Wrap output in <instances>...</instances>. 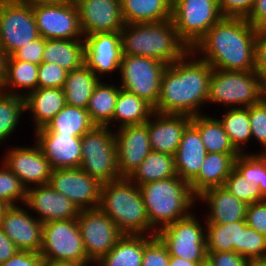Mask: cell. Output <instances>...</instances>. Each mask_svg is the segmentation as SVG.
Segmentation results:
<instances>
[{
	"instance_id": "obj_1",
	"label": "cell",
	"mask_w": 266,
	"mask_h": 266,
	"mask_svg": "<svg viewBox=\"0 0 266 266\" xmlns=\"http://www.w3.org/2000/svg\"><path fill=\"white\" fill-rule=\"evenodd\" d=\"M212 73L213 68L189 49L163 72L154 112L190 117L203 114Z\"/></svg>"
},
{
	"instance_id": "obj_2",
	"label": "cell",
	"mask_w": 266,
	"mask_h": 266,
	"mask_svg": "<svg viewBox=\"0 0 266 266\" xmlns=\"http://www.w3.org/2000/svg\"><path fill=\"white\" fill-rule=\"evenodd\" d=\"M256 38V27L245 18L223 17L191 50L213 69L252 71Z\"/></svg>"
},
{
	"instance_id": "obj_3",
	"label": "cell",
	"mask_w": 266,
	"mask_h": 266,
	"mask_svg": "<svg viewBox=\"0 0 266 266\" xmlns=\"http://www.w3.org/2000/svg\"><path fill=\"white\" fill-rule=\"evenodd\" d=\"M120 35L123 55L150 57L166 65L176 62L189 50L178 38L172 19L125 24Z\"/></svg>"
},
{
	"instance_id": "obj_4",
	"label": "cell",
	"mask_w": 266,
	"mask_h": 266,
	"mask_svg": "<svg viewBox=\"0 0 266 266\" xmlns=\"http://www.w3.org/2000/svg\"><path fill=\"white\" fill-rule=\"evenodd\" d=\"M139 190L151 228L156 233L196 208L197 197L189 183L178 176L145 183Z\"/></svg>"
},
{
	"instance_id": "obj_5",
	"label": "cell",
	"mask_w": 266,
	"mask_h": 266,
	"mask_svg": "<svg viewBox=\"0 0 266 266\" xmlns=\"http://www.w3.org/2000/svg\"><path fill=\"white\" fill-rule=\"evenodd\" d=\"M98 207L123 234L156 236L139 187L128 178L102 184Z\"/></svg>"
},
{
	"instance_id": "obj_6",
	"label": "cell",
	"mask_w": 266,
	"mask_h": 266,
	"mask_svg": "<svg viewBox=\"0 0 266 266\" xmlns=\"http://www.w3.org/2000/svg\"><path fill=\"white\" fill-rule=\"evenodd\" d=\"M265 83L252 71L213 69L209 82L208 104L224 108H243L259 104Z\"/></svg>"
},
{
	"instance_id": "obj_7",
	"label": "cell",
	"mask_w": 266,
	"mask_h": 266,
	"mask_svg": "<svg viewBox=\"0 0 266 266\" xmlns=\"http://www.w3.org/2000/svg\"><path fill=\"white\" fill-rule=\"evenodd\" d=\"M114 130L107 126H95L81 139L80 169L101 184L120 180Z\"/></svg>"
},
{
	"instance_id": "obj_8",
	"label": "cell",
	"mask_w": 266,
	"mask_h": 266,
	"mask_svg": "<svg viewBox=\"0 0 266 266\" xmlns=\"http://www.w3.org/2000/svg\"><path fill=\"white\" fill-rule=\"evenodd\" d=\"M193 211L156 233L170 256L191 262H207L206 222ZM204 225V226H203Z\"/></svg>"
},
{
	"instance_id": "obj_9",
	"label": "cell",
	"mask_w": 266,
	"mask_h": 266,
	"mask_svg": "<svg viewBox=\"0 0 266 266\" xmlns=\"http://www.w3.org/2000/svg\"><path fill=\"white\" fill-rule=\"evenodd\" d=\"M39 253L44 262H92L85 252L77 218L43 223Z\"/></svg>"
},
{
	"instance_id": "obj_10",
	"label": "cell",
	"mask_w": 266,
	"mask_h": 266,
	"mask_svg": "<svg viewBox=\"0 0 266 266\" xmlns=\"http://www.w3.org/2000/svg\"><path fill=\"white\" fill-rule=\"evenodd\" d=\"M223 18L218 0H172V21L178 38L192 49Z\"/></svg>"
},
{
	"instance_id": "obj_11",
	"label": "cell",
	"mask_w": 266,
	"mask_h": 266,
	"mask_svg": "<svg viewBox=\"0 0 266 266\" xmlns=\"http://www.w3.org/2000/svg\"><path fill=\"white\" fill-rule=\"evenodd\" d=\"M168 65L143 56L123 55L119 69L121 89L143 98L153 108L160 94L162 74Z\"/></svg>"
},
{
	"instance_id": "obj_12",
	"label": "cell",
	"mask_w": 266,
	"mask_h": 266,
	"mask_svg": "<svg viewBox=\"0 0 266 266\" xmlns=\"http://www.w3.org/2000/svg\"><path fill=\"white\" fill-rule=\"evenodd\" d=\"M40 37L33 6L0 2V48L6 57Z\"/></svg>"
},
{
	"instance_id": "obj_13",
	"label": "cell",
	"mask_w": 266,
	"mask_h": 266,
	"mask_svg": "<svg viewBox=\"0 0 266 266\" xmlns=\"http://www.w3.org/2000/svg\"><path fill=\"white\" fill-rule=\"evenodd\" d=\"M39 35L45 39H83L78 9L73 0L33 6Z\"/></svg>"
},
{
	"instance_id": "obj_14",
	"label": "cell",
	"mask_w": 266,
	"mask_h": 266,
	"mask_svg": "<svg viewBox=\"0 0 266 266\" xmlns=\"http://www.w3.org/2000/svg\"><path fill=\"white\" fill-rule=\"evenodd\" d=\"M77 222L85 252L92 262L109 253L124 235L99 207L80 210Z\"/></svg>"
},
{
	"instance_id": "obj_15",
	"label": "cell",
	"mask_w": 266,
	"mask_h": 266,
	"mask_svg": "<svg viewBox=\"0 0 266 266\" xmlns=\"http://www.w3.org/2000/svg\"><path fill=\"white\" fill-rule=\"evenodd\" d=\"M48 184L79 210L99 206L102 184L80 168L52 169Z\"/></svg>"
},
{
	"instance_id": "obj_16",
	"label": "cell",
	"mask_w": 266,
	"mask_h": 266,
	"mask_svg": "<svg viewBox=\"0 0 266 266\" xmlns=\"http://www.w3.org/2000/svg\"><path fill=\"white\" fill-rule=\"evenodd\" d=\"M84 64L103 80L105 74H119L122 61L120 32L95 33L84 36ZM118 70V71H116ZM110 74V75H109ZM104 77V78H103Z\"/></svg>"
},
{
	"instance_id": "obj_17",
	"label": "cell",
	"mask_w": 266,
	"mask_h": 266,
	"mask_svg": "<svg viewBox=\"0 0 266 266\" xmlns=\"http://www.w3.org/2000/svg\"><path fill=\"white\" fill-rule=\"evenodd\" d=\"M0 159L26 188L48 184L52 172L49 161L35 141L32 146H13Z\"/></svg>"
},
{
	"instance_id": "obj_18",
	"label": "cell",
	"mask_w": 266,
	"mask_h": 266,
	"mask_svg": "<svg viewBox=\"0 0 266 266\" xmlns=\"http://www.w3.org/2000/svg\"><path fill=\"white\" fill-rule=\"evenodd\" d=\"M31 214L24 204L7 206L2 213L0 228L18 250L39 253L42 247L43 223Z\"/></svg>"
},
{
	"instance_id": "obj_19",
	"label": "cell",
	"mask_w": 266,
	"mask_h": 266,
	"mask_svg": "<svg viewBox=\"0 0 266 266\" xmlns=\"http://www.w3.org/2000/svg\"><path fill=\"white\" fill-rule=\"evenodd\" d=\"M120 176L128 178L152 151L147 122L114 129Z\"/></svg>"
},
{
	"instance_id": "obj_20",
	"label": "cell",
	"mask_w": 266,
	"mask_h": 266,
	"mask_svg": "<svg viewBox=\"0 0 266 266\" xmlns=\"http://www.w3.org/2000/svg\"><path fill=\"white\" fill-rule=\"evenodd\" d=\"M77 6L84 36L104 32H120L125 23L120 0H73Z\"/></svg>"
},
{
	"instance_id": "obj_21",
	"label": "cell",
	"mask_w": 266,
	"mask_h": 266,
	"mask_svg": "<svg viewBox=\"0 0 266 266\" xmlns=\"http://www.w3.org/2000/svg\"><path fill=\"white\" fill-rule=\"evenodd\" d=\"M25 207L42 223L76 219L80 210L49 184L27 188ZM34 211V212H33Z\"/></svg>"
},
{
	"instance_id": "obj_22",
	"label": "cell",
	"mask_w": 266,
	"mask_h": 266,
	"mask_svg": "<svg viewBox=\"0 0 266 266\" xmlns=\"http://www.w3.org/2000/svg\"><path fill=\"white\" fill-rule=\"evenodd\" d=\"M191 119L188 115L153 112L147 121L151 150L174 156Z\"/></svg>"
},
{
	"instance_id": "obj_23",
	"label": "cell",
	"mask_w": 266,
	"mask_h": 266,
	"mask_svg": "<svg viewBox=\"0 0 266 266\" xmlns=\"http://www.w3.org/2000/svg\"><path fill=\"white\" fill-rule=\"evenodd\" d=\"M33 136L52 169L80 167L82 137L66 134H34Z\"/></svg>"
},
{
	"instance_id": "obj_24",
	"label": "cell",
	"mask_w": 266,
	"mask_h": 266,
	"mask_svg": "<svg viewBox=\"0 0 266 266\" xmlns=\"http://www.w3.org/2000/svg\"><path fill=\"white\" fill-rule=\"evenodd\" d=\"M198 201L207 206L206 223L226 224L245 220L248 204L223 186L206 189L197 197Z\"/></svg>"
},
{
	"instance_id": "obj_25",
	"label": "cell",
	"mask_w": 266,
	"mask_h": 266,
	"mask_svg": "<svg viewBox=\"0 0 266 266\" xmlns=\"http://www.w3.org/2000/svg\"><path fill=\"white\" fill-rule=\"evenodd\" d=\"M206 154L199 131L190 122L183 131L174 155L177 176L189 183L199 173Z\"/></svg>"
},
{
	"instance_id": "obj_26",
	"label": "cell",
	"mask_w": 266,
	"mask_h": 266,
	"mask_svg": "<svg viewBox=\"0 0 266 266\" xmlns=\"http://www.w3.org/2000/svg\"><path fill=\"white\" fill-rule=\"evenodd\" d=\"M66 105L62 88H37L25 97V111L31 115L34 131L45 127Z\"/></svg>"
},
{
	"instance_id": "obj_27",
	"label": "cell",
	"mask_w": 266,
	"mask_h": 266,
	"mask_svg": "<svg viewBox=\"0 0 266 266\" xmlns=\"http://www.w3.org/2000/svg\"><path fill=\"white\" fill-rule=\"evenodd\" d=\"M238 155L207 153L199 173L189 182L192 193L198 197L206 189L223 186Z\"/></svg>"
},
{
	"instance_id": "obj_28",
	"label": "cell",
	"mask_w": 266,
	"mask_h": 266,
	"mask_svg": "<svg viewBox=\"0 0 266 266\" xmlns=\"http://www.w3.org/2000/svg\"><path fill=\"white\" fill-rule=\"evenodd\" d=\"M95 126L87 109L66 104L45 127L33 133L82 137Z\"/></svg>"
},
{
	"instance_id": "obj_29",
	"label": "cell",
	"mask_w": 266,
	"mask_h": 266,
	"mask_svg": "<svg viewBox=\"0 0 266 266\" xmlns=\"http://www.w3.org/2000/svg\"><path fill=\"white\" fill-rule=\"evenodd\" d=\"M125 24L157 23L172 18V0H120Z\"/></svg>"
},
{
	"instance_id": "obj_30",
	"label": "cell",
	"mask_w": 266,
	"mask_h": 266,
	"mask_svg": "<svg viewBox=\"0 0 266 266\" xmlns=\"http://www.w3.org/2000/svg\"><path fill=\"white\" fill-rule=\"evenodd\" d=\"M39 65L18 59H5L4 81L1 91L26 97L37 89Z\"/></svg>"
},
{
	"instance_id": "obj_31",
	"label": "cell",
	"mask_w": 266,
	"mask_h": 266,
	"mask_svg": "<svg viewBox=\"0 0 266 266\" xmlns=\"http://www.w3.org/2000/svg\"><path fill=\"white\" fill-rule=\"evenodd\" d=\"M153 237L124 234L111 251L103 255L97 263L101 266H141L144 246Z\"/></svg>"
},
{
	"instance_id": "obj_32",
	"label": "cell",
	"mask_w": 266,
	"mask_h": 266,
	"mask_svg": "<svg viewBox=\"0 0 266 266\" xmlns=\"http://www.w3.org/2000/svg\"><path fill=\"white\" fill-rule=\"evenodd\" d=\"M84 56V39H46L42 62L71 72L84 65Z\"/></svg>"
},
{
	"instance_id": "obj_33",
	"label": "cell",
	"mask_w": 266,
	"mask_h": 266,
	"mask_svg": "<svg viewBox=\"0 0 266 266\" xmlns=\"http://www.w3.org/2000/svg\"><path fill=\"white\" fill-rule=\"evenodd\" d=\"M154 112L153 107L143 98L123 89L119 90L115 104L111 128L117 129L128 125L144 124Z\"/></svg>"
},
{
	"instance_id": "obj_34",
	"label": "cell",
	"mask_w": 266,
	"mask_h": 266,
	"mask_svg": "<svg viewBox=\"0 0 266 266\" xmlns=\"http://www.w3.org/2000/svg\"><path fill=\"white\" fill-rule=\"evenodd\" d=\"M110 81L106 83V81L100 80L95 86L87 105V111L96 126H107L111 129V120L121 88L117 82L115 84V80Z\"/></svg>"
},
{
	"instance_id": "obj_35",
	"label": "cell",
	"mask_w": 266,
	"mask_h": 266,
	"mask_svg": "<svg viewBox=\"0 0 266 266\" xmlns=\"http://www.w3.org/2000/svg\"><path fill=\"white\" fill-rule=\"evenodd\" d=\"M191 123L199 131L207 153L240 154L232 145L221 121L216 116L199 114L192 117Z\"/></svg>"
},
{
	"instance_id": "obj_36",
	"label": "cell",
	"mask_w": 266,
	"mask_h": 266,
	"mask_svg": "<svg viewBox=\"0 0 266 266\" xmlns=\"http://www.w3.org/2000/svg\"><path fill=\"white\" fill-rule=\"evenodd\" d=\"M100 79L85 64L68 72L63 91L68 105L87 109V105L95 86Z\"/></svg>"
},
{
	"instance_id": "obj_37",
	"label": "cell",
	"mask_w": 266,
	"mask_h": 266,
	"mask_svg": "<svg viewBox=\"0 0 266 266\" xmlns=\"http://www.w3.org/2000/svg\"><path fill=\"white\" fill-rule=\"evenodd\" d=\"M207 252L235 251L241 254L242 230L247 226L246 220L233 223H206Z\"/></svg>"
},
{
	"instance_id": "obj_38",
	"label": "cell",
	"mask_w": 266,
	"mask_h": 266,
	"mask_svg": "<svg viewBox=\"0 0 266 266\" xmlns=\"http://www.w3.org/2000/svg\"><path fill=\"white\" fill-rule=\"evenodd\" d=\"M174 176H177L174 156L151 151L128 179L139 187L148 182Z\"/></svg>"
},
{
	"instance_id": "obj_39",
	"label": "cell",
	"mask_w": 266,
	"mask_h": 266,
	"mask_svg": "<svg viewBox=\"0 0 266 266\" xmlns=\"http://www.w3.org/2000/svg\"><path fill=\"white\" fill-rule=\"evenodd\" d=\"M223 111L224 114L219 120L234 148L240 154L252 153L245 151V147H248L246 145L252 141L249 107L227 108Z\"/></svg>"
},
{
	"instance_id": "obj_40",
	"label": "cell",
	"mask_w": 266,
	"mask_h": 266,
	"mask_svg": "<svg viewBox=\"0 0 266 266\" xmlns=\"http://www.w3.org/2000/svg\"><path fill=\"white\" fill-rule=\"evenodd\" d=\"M25 111V98L0 90V146L16 132Z\"/></svg>"
},
{
	"instance_id": "obj_41",
	"label": "cell",
	"mask_w": 266,
	"mask_h": 266,
	"mask_svg": "<svg viewBox=\"0 0 266 266\" xmlns=\"http://www.w3.org/2000/svg\"><path fill=\"white\" fill-rule=\"evenodd\" d=\"M234 168L251 184L257 186L266 199V154H239L234 160Z\"/></svg>"
},
{
	"instance_id": "obj_42",
	"label": "cell",
	"mask_w": 266,
	"mask_h": 266,
	"mask_svg": "<svg viewBox=\"0 0 266 266\" xmlns=\"http://www.w3.org/2000/svg\"><path fill=\"white\" fill-rule=\"evenodd\" d=\"M26 193L27 188L21 180L3 162H0V200L7 206L23 205Z\"/></svg>"
},
{
	"instance_id": "obj_43",
	"label": "cell",
	"mask_w": 266,
	"mask_h": 266,
	"mask_svg": "<svg viewBox=\"0 0 266 266\" xmlns=\"http://www.w3.org/2000/svg\"><path fill=\"white\" fill-rule=\"evenodd\" d=\"M223 187L233 196L245 201L247 204L265 200L259 188L251 184L235 168L232 169L230 175L225 180Z\"/></svg>"
},
{
	"instance_id": "obj_44",
	"label": "cell",
	"mask_w": 266,
	"mask_h": 266,
	"mask_svg": "<svg viewBox=\"0 0 266 266\" xmlns=\"http://www.w3.org/2000/svg\"><path fill=\"white\" fill-rule=\"evenodd\" d=\"M266 254V237L246 226L242 230L241 255L252 263H259Z\"/></svg>"
},
{
	"instance_id": "obj_45",
	"label": "cell",
	"mask_w": 266,
	"mask_h": 266,
	"mask_svg": "<svg viewBox=\"0 0 266 266\" xmlns=\"http://www.w3.org/2000/svg\"><path fill=\"white\" fill-rule=\"evenodd\" d=\"M68 71L55 63L42 62L38 68L37 88H63Z\"/></svg>"
},
{
	"instance_id": "obj_46",
	"label": "cell",
	"mask_w": 266,
	"mask_h": 266,
	"mask_svg": "<svg viewBox=\"0 0 266 266\" xmlns=\"http://www.w3.org/2000/svg\"><path fill=\"white\" fill-rule=\"evenodd\" d=\"M249 117L252 140L257 141L261 149L263 148L253 153L266 154V111L260 104L252 105L249 107Z\"/></svg>"
},
{
	"instance_id": "obj_47",
	"label": "cell",
	"mask_w": 266,
	"mask_h": 266,
	"mask_svg": "<svg viewBox=\"0 0 266 266\" xmlns=\"http://www.w3.org/2000/svg\"><path fill=\"white\" fill-rule=\"evenodd\" d=\"M170 255L161 240L154 236L145 246L141 266H169Z\"/></svg>"
},
{
	"instance_id": "obj_48",
	"label": "cell",
	"mask_w": 266,
	"mask_h": 266,
	"mask_svg": "<svg viewBox=\"0 0 266 266\" xmlns=\"http://www.w3.org/2000/svg\"><path fill=\"white\" fill-rule=\"evenodd\" d=\"M45 44L46 39L40 36L34 41L29 42V44L16 50L11 56L6 57L5 59H18L24 62L40 65L43 60Z\"/></svg>"
},
{
	"instance_id": "obj_49",
	"label": "cell",
	"mask_w": 266,
	"mask_h": 266,
	"mask_svg": "<svg viewBox=\"0 0 266 266\" xmlns=\"http://www.w3.org/2000/svg\"><path fill=\"white\" fill-rule=\"evenodd\" d=\"M255 0H218L223 17L247 18L254 6Z\"/></svg>"
},
{
	"instance_id": "obj_50",
	"label": "cell",
	"mask_w": 266,
	"mask_h": 266,
	"mask_svg": "<svg viewBox=\"0 0 266 266\" xmlns=\"http://www.w3.org/2000/svg\"><path fill=\"white\" fill-rule=\"evenodd\" d=\"M245 220L247 226L266 237V199L248 204Z\"/></svg>"
},
{
	"instance_id": "obj_51",
	"label": "cell",
	"mask_w": 266,
	"mask_h": 266,
	"mask_svg": "<svg viewBox=\"0 0 266 266\" xmlns=\"http://www.w3.org/2000/svg\"><path fill=\"white\" fill-rule=\"evenodd\" d=\"M209 266H252V262L235 251L207 252Z\"/></svg>"
},
{
	"instance_id": "obj_52",
	"label": "cell",
	"mask_w": 266,
	"mask_h": 266,
	"mask_svg": "<svg viewBox=\"0 0 266 266\" xmlns=\"http://www.w3.org/2000/svg\"><path fill=\"white\" fill-rule=\"evenodd\" d=\"M0 266H44V260L40 253L18 250Z\"/></svg>"
},
{
	"instance_id": "obj_53",
	"label": "cell",
	"mask_w": 266,
	"mask_h": 266,
	"mask_svg": "<svg viewBox=\"0 0 266 266\" xmlns=\"http://www.w3.org/2000/svg\"><path fill=\"white\" fill-rule=\"evenodd\" d=\"M254 72L266 84V38H256Z\"/></svg>"
},
{
	"instance_id": "obj_54",
	"label": "cell",
	"mask_w": 266,
	"mask_h": 266,
	"mask_svg": "<svg viewBox=\"0 0 266 266\" xmlns=\"http://www.w3.org/2000/svg\"><path fill=\"white\" fill-rule=\"evenodd\" d=\"M17 251L15 244L0 228V264L6 262Z\"/></svg>"
},
{
	"instance_id": "obj_55",
	"label": "cell",
	"mask_w": 266,
	"mask_h": 266,
	"mask_svg": "<svg viewBox=\"0 0 266 266\" xmlns=\"http://www.w3.org/2000/svg\"><path fill=\"white\" fill-rule=\"evenodd\" d=\"M266 19V0H255L254 6L246 18L254 27Z\"/></svg>"
},
{
	"instance_id": "obj_56",
	"label": "cell",
	"mask_w": 266,
	"mask_h": 266,
	"mask_svg": "<svg viewBox=\"0 0 266 266\" xmlns=\"http://www.w3.org/2000/svg\"><path fill=\"white\" fill-rule=\"evenodd\" d=\"M206 262H191L183 258L170 256L169 266H202Z\"/></svg>"
},
{
	"instance_id": "obj_57",
	"label": "cell",
	"mask_w": 266,
	"mask_h": 266,
	"mask_svg": "<svg viewBox=\"0 0 266 266\" xmlns=\"http://www.w3.org/2000/svg\"><path fill=\"white\" fill-rule=\"evenodd\" d=\"M15 3L25 4L28 6H35L39 4L52 3L59 0H8Z\"/></svg>"
},
{
	"instance_id": "obj_58",
	"label": "cell",
	"mask_w": 266,
	"mask_h": 266,
	"mask_svg": "<svg viewBox=\"0 0 266 266\" xmlns=\"http://www.w3.org/2000/svg\"><path fill=\"white\" fill-rule=\"evenodd\" d=\"M5 58H6L5 54L2 52L0 48V89L4 81Z\"/></svg>"
},
{
	"instance_id": "obj_59",
	"label": "cell",
	"mask_w": 266,
	"mask_h": 266,
	"mask_svg": "<svg viewBox=\"0 0 266 266\" xmlns=\"http://www.w3.org/2000/svg\"><path fill=\"white\" fill-rule=\"evenodd\" d=\"M44 266H88V264L82 265L74 262H44Z\"/></svg>"
},
{
	"instance_id": "obj_60",
	"label": "cell",
	"mask_w": 266,
	"mask_h": 266,
	"mask_svg": "<svg viewBox=\"0 0 266 266\" xmlns=\"http://www.w3.org/2000/svg\"><path fill=\"white\" fill-rule=\"evenodd\" d=\"M257 38H266V19L257 27Z\"/></svg>"
},
{
	"instance_id": "obj_61",
	"label": "cell",
	"mask_w": 266,
	"mask_h": 266,
	"mask_svg": "<svg viewBox=\"0 0 266 266\" xmlns=\"http://www.w3.org/2000/svg\"><path fill=\"white\" fill-rule=\"evenodd\" d=\"M259 104L265 109L266 111V89L261 93Z\"/></svg>"
},
{
	"instance_id": "obj_62",
	"label": "cell",
	"mask_w": 266,
	"mask_h": 266,
	"mask_svg": "<svg viewBox=\"0 0 266 266\" xmlns=\"http://www.w3.org/2000/svg\"><path fill=\"white\" fill-rule=\"evenodd\" d=\"M7 207V205H5L1 200H0V221H1V217H2V213L4 211V209Z\"/></svg>"
},
{
	"instance_id": "obj_63",
	"label": "cell",
	"mask_w": 266,
	"mask_h": 266,
	"mask_svg": "<svg viewBox=\"0 0 266 266\" xmlns=\"http://www.w3.org/2000/svg\"><path fill=\"white\" fill-rule=\"evenodd\" d=\"M88 266H101V265H99L97 262H91V263H88Z\"/></svg>"
},
{
	"instance_id": "obj_64",
	"label": "cell",
	"mask_w": 266,
	"mask_h": 266,
	"mask_svg": "<svg viewBox=\"0 0 266 266\" xmlns=\"http://www.w3.org/2000/svg\"><path fill=\"white\" fill-rule=\"evenodd\" d=\"M260 263H261L262 265L266 266V254H265L263 260H262Z\"/></svg>"
},
{
	"instance_id": "obj_65",
	"label": "cell",
	"mask_w": 266,
	"mask_h": 266,
	"mask_svg": "<svg viewBox=\"0 0 266 266\" xmlns=\"http://www.w3.org/2000/svg\"><path fill=\"white\" fill-rule=\"evenodd\" d=\"M252 266H264L260 262L259 263H252Z\"/></svg>"
},
{
	"instance_id": "obj_66",
	"label": "cell",
	"mask_w": 266,
	"mask_h": 266,
	"mask_svg": "<svg viewBox=\"0 0 266 266\" xmlns=\"http://www.w3.org/2000/svg\"><path fill=\"white\" fill-rule=\"evenodd\" d=\"M202 266H209V264L206 262L205 264H203Z\"/></svg>"
}]
</instances>
